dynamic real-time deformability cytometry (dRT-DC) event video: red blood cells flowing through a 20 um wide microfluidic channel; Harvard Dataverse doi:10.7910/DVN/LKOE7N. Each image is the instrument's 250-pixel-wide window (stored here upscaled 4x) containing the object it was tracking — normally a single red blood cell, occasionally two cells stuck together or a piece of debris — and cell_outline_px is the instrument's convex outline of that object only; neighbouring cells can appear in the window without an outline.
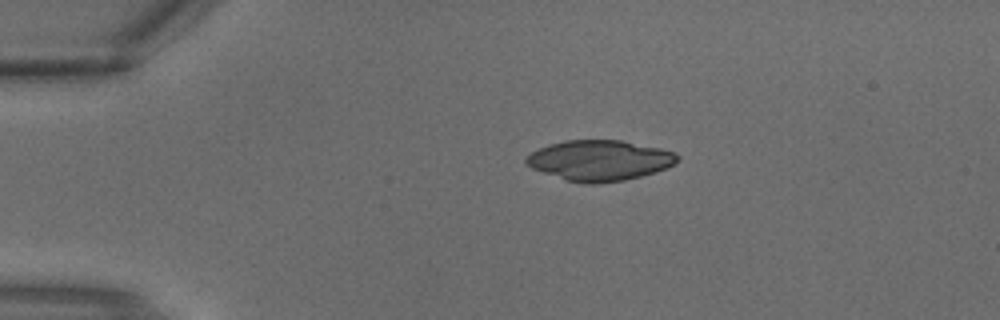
{"species": "common noctule bat (a hibernating species)", "species_latin": "Nyctalus noctula", "temperature_condition": "warm", "stored_images_in_passage": 2, "camera_frame_rate_fps": 3000, "um_per_image_px": 0.085, "animal": {"sex": "male", "body_mass_g": 18.8}, "frame": {"image": 1, "passage_image": 1, "time_ms": 0.0, "image_size_px": [1000, 320], "cell_outline_px": [[680, 156], [672, 164], [664, 168], [640, 176], [624, 180], [596, 184], [584, 184], [564, 180], [532, 168], [524, 164], [524, 156], [548, 144], [564, 140], [620, 140], [660, 148], [672, 152]], "centroid_in_image_um": [50.87, 13.63], "position_along_channel_um": 34.1, "area_um2": 35.55}}